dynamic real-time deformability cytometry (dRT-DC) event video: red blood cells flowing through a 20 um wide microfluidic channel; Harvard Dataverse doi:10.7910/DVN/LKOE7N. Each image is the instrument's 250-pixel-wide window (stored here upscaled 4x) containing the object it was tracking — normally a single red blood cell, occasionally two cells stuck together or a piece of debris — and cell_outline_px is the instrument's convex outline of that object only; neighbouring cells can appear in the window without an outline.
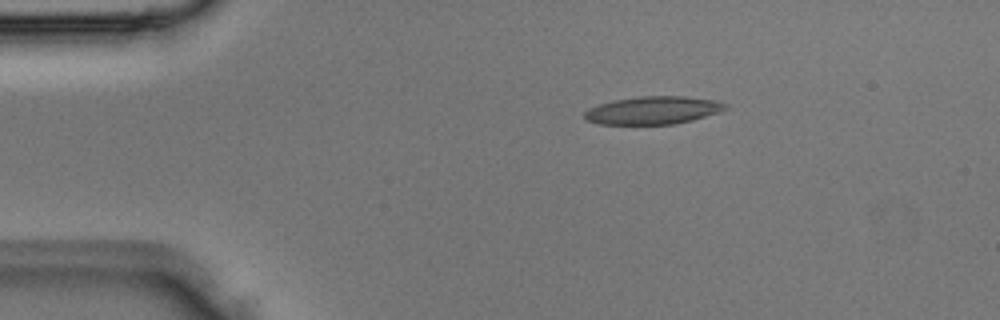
{"species": "Egyptian fruit bat (a non-hibernating species)", "species_latin": "Rousettus aegyptiacus", "temperature_condition": "room temperature", "stored_images_in_passage": 3, "camera_frame_rate_fps": 3000, "um_per_image_px": 0.085, "animal": {"sex": "male"}, "frame": {"image": 1, "passage_image": 2, "time_ms": 0.333, "image_size_px": [1000, 320], "cell_outline_px": [[728, 108], [692, 120], [676, 124], [600, 124], [588, 120], [584, 116], [584, 112], [588, 108], [612, 100], [640, 96], [688, 96], [716, 100], [728, 104]], "centroid_in_image_um": [55.51, 9.36], "position_along_channel_um": 29.5, "area_um2": 22.83}}